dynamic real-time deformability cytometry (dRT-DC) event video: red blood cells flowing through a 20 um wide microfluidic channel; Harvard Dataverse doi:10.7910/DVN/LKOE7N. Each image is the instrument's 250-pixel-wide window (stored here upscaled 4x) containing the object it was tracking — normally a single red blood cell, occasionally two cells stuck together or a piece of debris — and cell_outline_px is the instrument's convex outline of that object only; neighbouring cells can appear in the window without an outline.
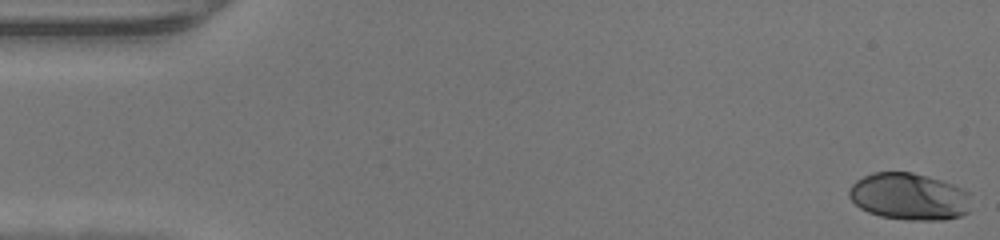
{"species": "human", "species_latin": "Homo sapiens", "temperature_condition": "warm", "stored_images_in_passage": 47, "camera_frame_rate_fps": 3000, "um_per_image_px": 0.085, "donor": {"sex": "male"}, "frame": {"image": 1, "passage_image": 1, "time_ms": 0.0, "image_size_px": [1000, 240], "cell_outline_px": [[968, 212], [960, 216], [944, 220], [908, 220], [880, 216], [868, 212], [860, 208], [848, 196], [848, 188], [856, 180], [872, 172], [912, 172], [940, 180], [952, 184], [968, 192]], "centroid_in_image_um": [77.23, 16.71], "position_along_channel_um": 7.8, "area_um2": 33.29}}
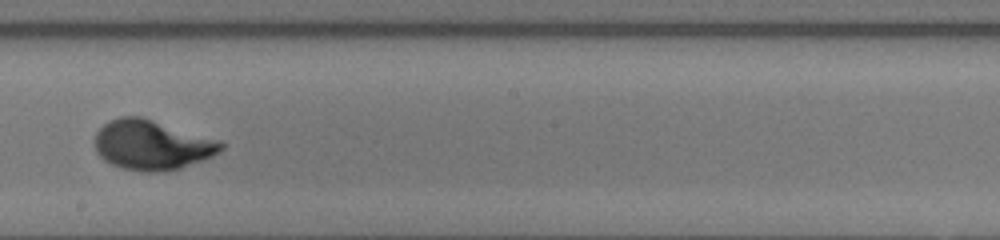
{"frame": {"image": 2, "passage_image": 27, "time_ms": 8.667, "image_size_px": [1000, 240], "cell_outline_px": [[224, 148], [220, 152], [204, 160], [180, 168], [160, 172], [140, 172], [120, 168], [104, 160], [96, 152], [96, 132], [108, 120], [120, 116], [140, 116], [216, 140], [224, 144]], "centroid_in_image_um": [12.88, 12.34], "position_along_channel_um": 235.3, "area_um2": 36.36}}
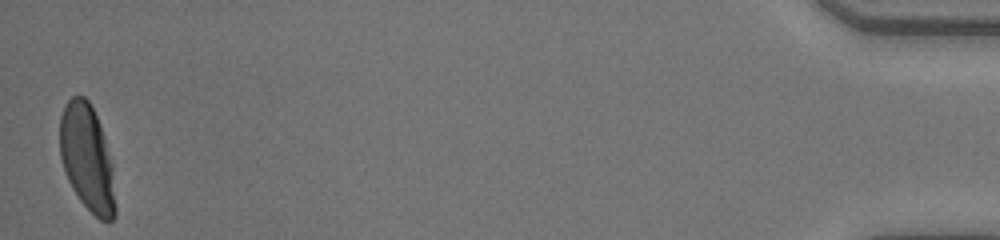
{"frame": {"image": 3, "passage_image": 47, "time_ms": 15.333, "image_size_px": [1000, 240], "cell_outline_px": [[116, 216], [112, 220], [100, 220], [80, 200], [72, 188], [68, 180], [60, 156], [60, 116], [64, 104], [72, 96], [84, 96], [88, 100], [96, 116], [104, 136], [112, 164], [116, 204]], "centroid_in_image_um": [7.41, 13.43], "position_along_channel_um": 427.8, "area_um2": 34.33}}